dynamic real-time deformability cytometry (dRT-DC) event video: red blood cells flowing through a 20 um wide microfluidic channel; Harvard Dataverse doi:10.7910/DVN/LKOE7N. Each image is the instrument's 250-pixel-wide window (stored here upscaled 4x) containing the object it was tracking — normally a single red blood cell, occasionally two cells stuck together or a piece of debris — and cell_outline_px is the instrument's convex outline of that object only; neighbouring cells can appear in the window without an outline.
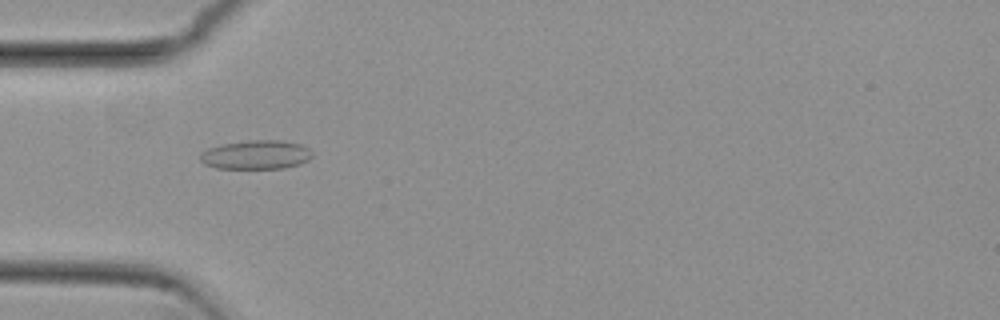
{"species": "common noctule bat (a hibernating species)", "species_latin": "Nyctalus noctula", "temperature_condition": "cold", "stored_images_in_passage": 35, "camera_frame_rate_fps": 3000, "um_per_image_px": 0.085, "animal": {"sex": "female", "body_mass_g": 29.2, "forearm_length_mm": 56.3}, "frame": {"image": 1, "passage_image": 5, "time_ms": 1.333, "image_size_px": [1000, 320], "cell_outline_px": [[312, 156], [308, 160], [300, 164], [284, 168], [216, 168], [204, 164], [200, 160], [200, 152], [208, 148], [224, 144], [248, 140], [280, 140], [300, 144], [308, 148], [312, 152]], "centroid_in_image_um": [21.76, 13.15], "position_along_channel_um": 63.2, "area_um2": 18.9}}
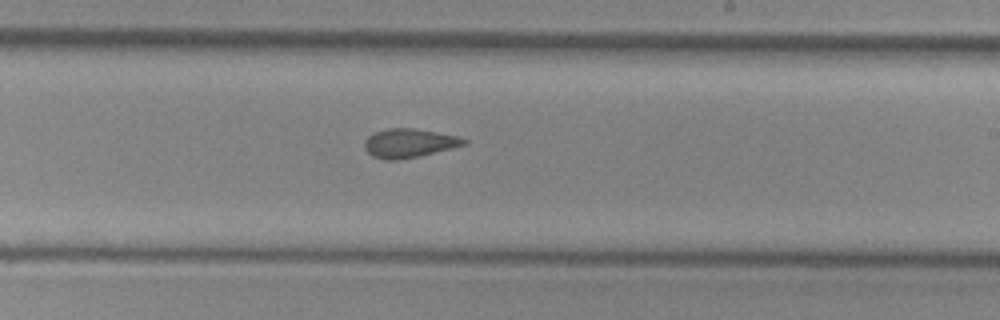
{"frame": {"image": 2, "passage_image": 20, "time_ms": 6.333, "image_size_px": [1000, 320], "cell_outline_px": [[468, 144], [420, 156], [400, 160], [384, 160], [372, 156], [364, 148], [364, 140], [372, 132], [388, 128], [412, 128], [460, 136], [468, 140]], "centroid_in_image_um": [34.77, 12.17], "position_along_channel_um": 254.2, "area_um2": 16.99}}
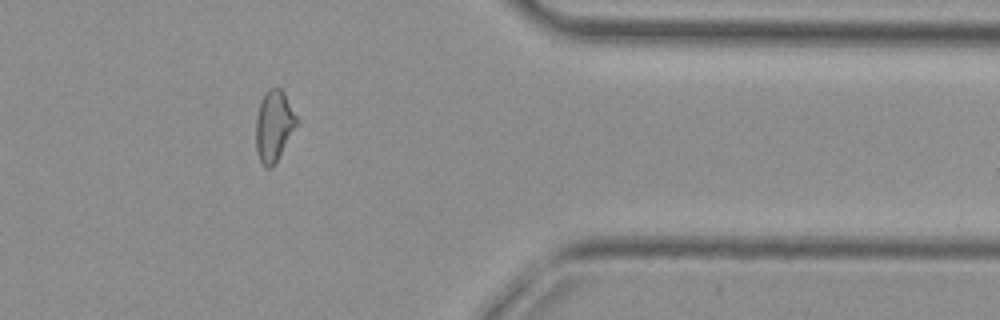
{"frame": {"image": 3, "passage_image": 32, "time_ms": 10.333, "image_size_px": [1000, 320], "cell_outline_px": [[296, 124], [272, 168], [264, 168], [256, 152], [256, 120], [260, 100], [264, 92], [268, 88], [280, 88], [284, 92], [296, 116]], "centroid_in_image_um": [23.23, 10.68], "position_along_channel_um": 388.2, "area_um2": 16.47}, "authors_computed_cell_mechanics": {"area_um2": 16.9932, "velocity_mm_per_s": 3.8428, "shape_relaxation_time_tau1_ms": null, "shape_relaxation_time_tau2_ms": 2.3897, "deformation_change_tau1": null, "deformation_change_tau2": 0.0977}}